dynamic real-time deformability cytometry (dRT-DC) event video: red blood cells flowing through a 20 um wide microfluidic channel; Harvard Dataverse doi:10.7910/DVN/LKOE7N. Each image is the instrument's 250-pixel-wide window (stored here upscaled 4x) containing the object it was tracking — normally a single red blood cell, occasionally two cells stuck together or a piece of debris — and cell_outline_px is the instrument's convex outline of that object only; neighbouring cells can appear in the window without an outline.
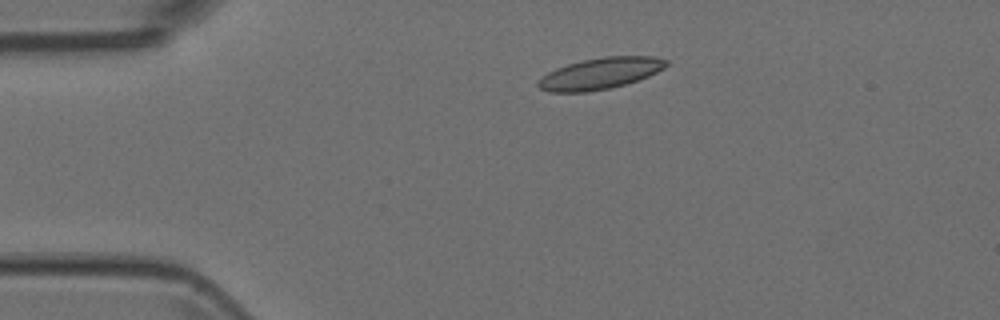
{"species": "Egyptian fruit bat (a non-hibernating species)", "species_latin": "Rousettus aegyptiacus", "temperature_condition": "room temperature", "stored_images_in_passage": 3, "camera_frame_rate_fps": 3000, "um_per_image_px": 0.085, "animal": {"sex": "female"}, "frame": {"image": 1, "passage_image": 3, "time_ms": 0.667, "image_size_px": [1000, 320], "cell_outline_px": [[668, 64], [664, 68], [648, 76], [624, 84], [608, 88], [588, 92], [548, 92], [540, 88], [536, 84], [548, 72], [556, 68], [568, 64], [584, 60], [604, 56], [652, 56], [668, 60]], "centroid_in_image_um": [51.02, 6.24], "position_along_channel_um": 34.0, "area_um2": 23.12}}